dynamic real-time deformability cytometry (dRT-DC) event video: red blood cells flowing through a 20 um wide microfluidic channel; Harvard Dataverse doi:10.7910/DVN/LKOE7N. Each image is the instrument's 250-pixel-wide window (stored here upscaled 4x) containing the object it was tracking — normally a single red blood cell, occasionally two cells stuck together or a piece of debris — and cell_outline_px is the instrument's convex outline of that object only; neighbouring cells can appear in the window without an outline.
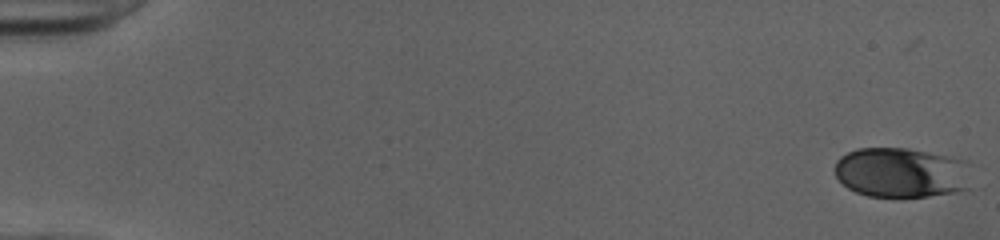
{"species": "human", "species_latin": "Homo sapiens", "temperature_condition": "cold", "stored_images_in_passage": 51, "camera_frame_rate_fps": 3000, "um_per_image_px": 0.085, "donor": {"sex": "female"}, "frame": {"image": 1, "passage_image": 1, "time_ms": 0.0, "image_size_px": [1000, 240], "cell_outline_px": [[968, 188], [956, 192], [928, 196], [868, 196], [856, 192], [848, 188], [836, 176], [836, 160], [840, 156], [856, 148], [908, 148], [964, 160]], "centroid_in_image_um": [76.54, 14.66], "position_along_channel_um": 8.5, "area_um2": 39.19}}
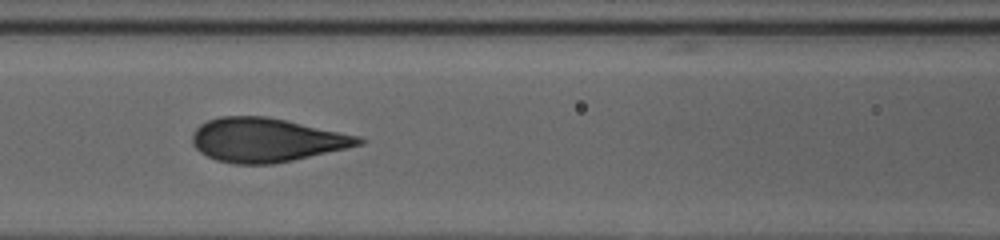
{"frame": {"image": 2, "passage_image": 24, "time_ms": 7.667, "image_size_px": [1000, 240], "cell_outline_px": [[368, 140], [364, 144], [348, 148], [292, 160], [272, 164], [232, 164], [216, 160], [200, 152], [196, 148], [192, 140], [192, 136], [196, 128], [208, 120], [220, 116], [264, 116], [284, 120], [360, 136]], "centroid_in_image_um": [22.66, 11.9], "position_along_channel_um": 143.9, "area_um2": 42.37}}
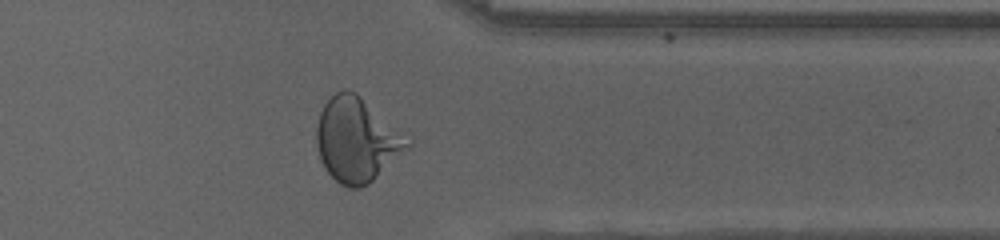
{"frame": {"image": 3, "passage_image": 42, "time_ms": 13.667, "image_size_px": [1000, 240], "cell_outline_px": [[412, 144], [368, 184], [360, 188], [348, 188], [340, 184], [324, 168], [320, 160], [316, 144], [316, 128], [320, 112], [324, 104], [336, 92], [344, 88], [356, 92], [408, 132], [412, 140]], "centroid_in_image_um": [30.36, 11.84], "position_along_channel_um": 381.0, "area_um2": 45.32}, "authors_computed_cell_mechanics": {"area_um2": 41.3848, "velocity_mm_per_s": 4.0319, "shape_relaxation_time_tau1_ms": 5.3873, "shape_relaxation_time_tau2_ms": null, "deformation_change_tau1": 0.1815, "deformation_change_tau2": null}}